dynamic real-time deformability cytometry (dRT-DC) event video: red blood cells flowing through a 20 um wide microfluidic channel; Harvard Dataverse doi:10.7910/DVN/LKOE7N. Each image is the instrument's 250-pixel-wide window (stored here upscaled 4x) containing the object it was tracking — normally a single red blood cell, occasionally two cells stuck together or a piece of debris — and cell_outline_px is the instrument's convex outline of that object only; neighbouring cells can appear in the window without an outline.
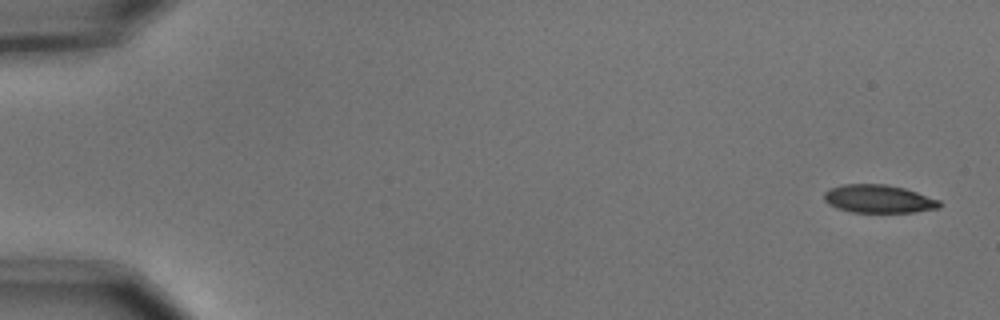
{"species": "common noctule bat (a hibernating species)", "species_latin": "Nyctalus noctula", "temperature_condition": "cold", "stored_images_in_passage": 2, "camera_frame_rate_fps": 3000, "um_per_image_px": 0.085, "animal": {"sex": "male", "body_mass_g": 15.6}, "frame": {"image": 1, "passage_image": 2, "time_ms": 0.333, "image_size_px": [1000, 320], "cell_outline_px": [[940, 208], [912, 212], [852, 212], [836, 208], [828, 204], [824, 200], [824, 192], [828, 188], [840, 184], [884, 184], [904, 188], [940, 200]], "centroid_in_image_um": [74.63, 16.9], "position_along_channel_um": 10.4, "area_um2": 18.96}}